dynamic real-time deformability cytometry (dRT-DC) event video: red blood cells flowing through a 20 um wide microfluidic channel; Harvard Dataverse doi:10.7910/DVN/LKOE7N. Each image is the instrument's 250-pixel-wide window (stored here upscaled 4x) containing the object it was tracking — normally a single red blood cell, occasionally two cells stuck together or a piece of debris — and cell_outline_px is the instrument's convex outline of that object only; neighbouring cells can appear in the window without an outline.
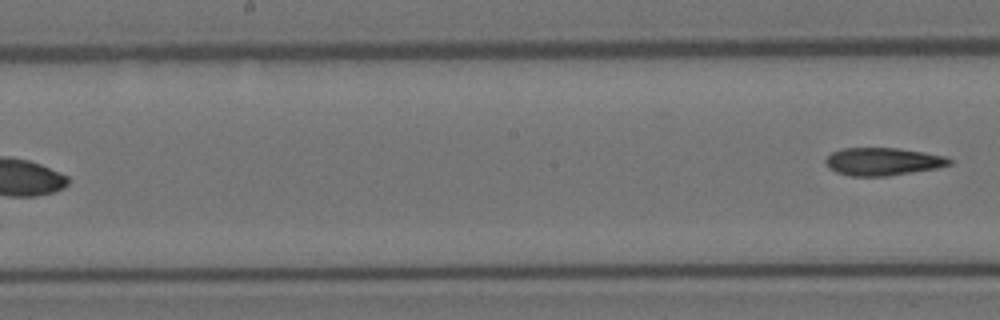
{"species": "Egyptian fruit bat (a non-hibernating species)", "species_latin": "Rousettus aegyptiacus", "temperature_condition": "room temperature", "stored_images_in_passage": 9, "segment_of_instrument_passage": [2, 2], "camera_frame_rate_fps": 3000, "um_per_image_px": 0.085, "animal": {"sex": "female"}, "frame": {"image": 1, "passage_image": 9, "time_ms": 2.667, "image_size_px": [1000, 320], "cell_outline_px": [[952, 164], [940, 168], [888, 176], [852, 176], [836, 172], [828, 168], [824, 160], [832, 152], [840, 148], [900, 148], [924, 152], [944, 156], [952, 160]], "centroid_in_image_um": [75.05, 13.73], "position_along_channel_um": 173.1, "area_um2": 20.23}}